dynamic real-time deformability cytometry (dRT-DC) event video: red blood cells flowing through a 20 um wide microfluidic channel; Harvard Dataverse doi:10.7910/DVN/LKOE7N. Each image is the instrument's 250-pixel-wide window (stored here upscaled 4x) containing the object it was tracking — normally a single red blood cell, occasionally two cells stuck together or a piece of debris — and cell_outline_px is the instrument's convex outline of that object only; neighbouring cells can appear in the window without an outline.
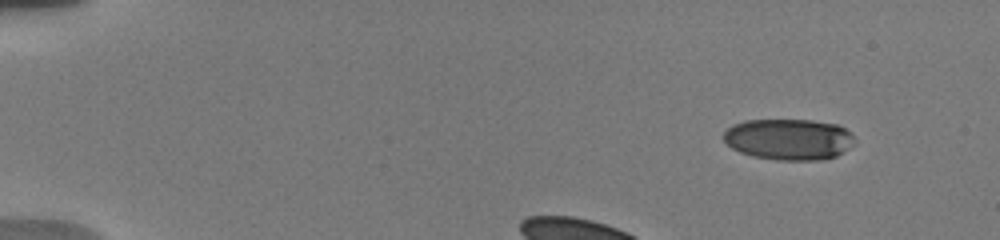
{"species": "human", "species_latin": "Homo sapiens", "temperature_condition": "warm", "stored_images_in_passage": 11, "segment_of_instrument_passage": [1, 2], "camera_frame_rate_fps": 3000, "um_per_image_px": 0.085, "donor": {"sex": "male"}, "frame": {"image": 1, "passage_image": 1, "time_ms": 0.0, "image_size_px": [1000, 240], "cell_outline_px": [[856, 144], [844, 152], [836, 156], [816, 160], [776, 160], [752, 156], [740, 152], [732, 148], [724, 140], [724, 132], [732, 124], [744, 120], [812, 120], [836, 124], [844, 128], [856, 140]], "centroid_in_image_um": [67.05, 11.84], "position_along_channel_um": 17.9, "area_um2": 31.56}}
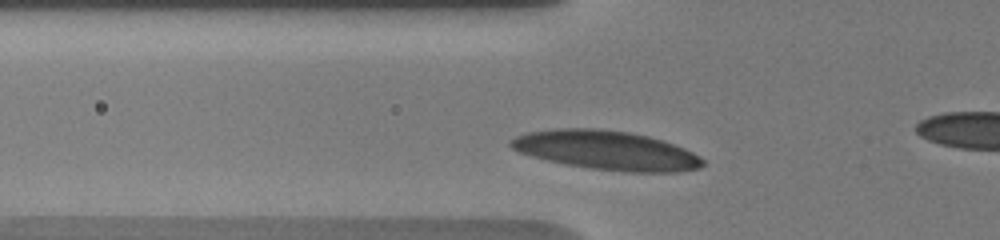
{"frame": {"image": 2, "passage_image": 8, "time_ms": 3.0, "image_size_px": [1000, 240], "cell_outline_px": [[704, 164], [700, 168], [680, 172], [628, 172], [592, 168], [568, 164], [548, 160], [532, 156], [520, 152], [512, 148], [508, 144], [508, 140], [516, 136], [528, 132], [556, 128], [596, 128], [628, 132], [648, 136], [664, 140], [684, 148], [700, 156], [704, 160]], "centroid_in_image_um": [51.57, 12.77], "position_along_channel_um": 74.2, "area_um2": 43.7}}